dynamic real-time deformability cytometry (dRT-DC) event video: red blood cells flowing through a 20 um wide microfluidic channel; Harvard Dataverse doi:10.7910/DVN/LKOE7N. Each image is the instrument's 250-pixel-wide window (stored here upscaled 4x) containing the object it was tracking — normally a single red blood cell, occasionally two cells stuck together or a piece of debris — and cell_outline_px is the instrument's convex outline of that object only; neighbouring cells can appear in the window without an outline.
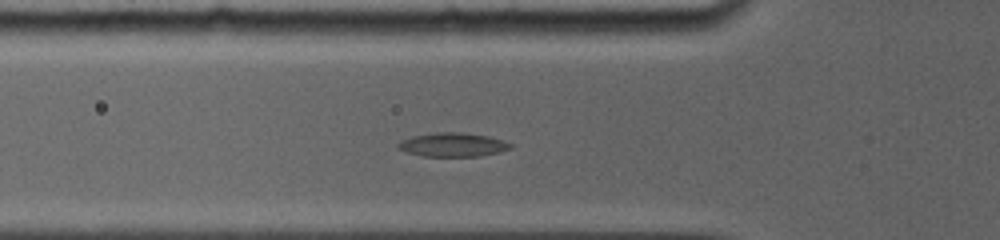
{"species": "common noctule bat (a hibernating species)", "species_latin": "Nyctalus noctula", "temperature_condition": "room temperature", "stored_images_in_passage": 22, "camera_frame_rate_fps": 5000, "um_per_image_px": 0.085, "animal": {"sex": "female", "body_mass_g": 19.0, "forearm_length_mm": 56.7}, "frame": {"image": 1, "passage_image": 5, "time_ms": 2.6, "image_size_px": [1000, 240], "cell_outline_px": [[512, 148], [500, 152], [480, 156], [424, 156], [408, 152], [396, 148], [396, 144], [412, 136], [436, 132], [460, 132], [488, 136], [512, 144]], "centroid_in_image_um": [38.48, 12.3], "position_along_channel_um": 87.3, "area_um2": 15.49}}
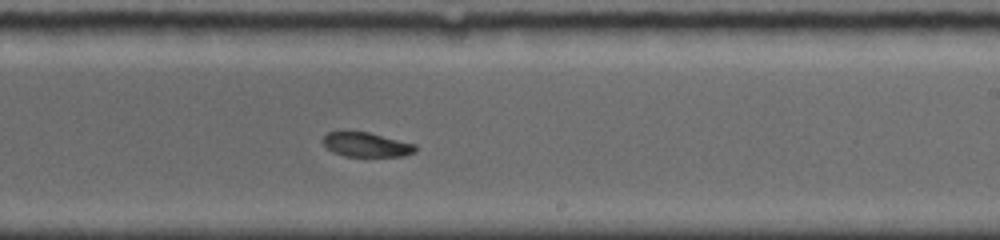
{"frame": {"image": 2, "passage_image": 12, "time_ms": 7.0, "image_size_px": [1000, 240], "cell_outline_px": [[416, 148], [412, 152], [404, 156], [344, 156], [332, 152], [324, 144], [324, 136], [328, 132], [340, 128], [344, 128], [368, 132], [416, 144]], "centroid_in_image_um": [31.06, 12.24], "position_along_channel_um": 257.9, "area_um2": 13.53}}
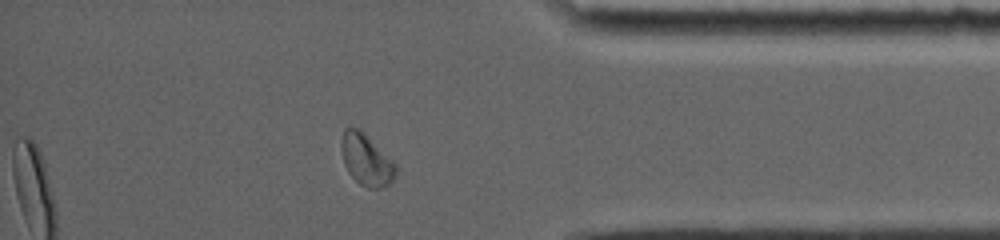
{"frame": {"image": 3, "passage_image": 20, "time_ms": 11.0, "image_size_px": [1000, 240], "cell_outline_px": [[396, 176], [388, 184], [376, 188], [368, 188], [360, 184], [348, 172], [344, 164], [340, 148], [340, 144], [344, 128], [356, 128], [396, 168]], "centroid_in_image_um": [31.04, 13.64], "position_along_channel_um": 404.2, "area_um2": 15.14}, "authors_computed_cell_mechanics": {"area_um2": 14.5945, "velocity_mm_per_s": 3.8893, "shape_relaxation_time_tau1_ms": null, "shape_relaxation_time_tau2_ms": 3.0104, "deformation_change_tau1": null, "deformation_change_tau2": 0.069}}